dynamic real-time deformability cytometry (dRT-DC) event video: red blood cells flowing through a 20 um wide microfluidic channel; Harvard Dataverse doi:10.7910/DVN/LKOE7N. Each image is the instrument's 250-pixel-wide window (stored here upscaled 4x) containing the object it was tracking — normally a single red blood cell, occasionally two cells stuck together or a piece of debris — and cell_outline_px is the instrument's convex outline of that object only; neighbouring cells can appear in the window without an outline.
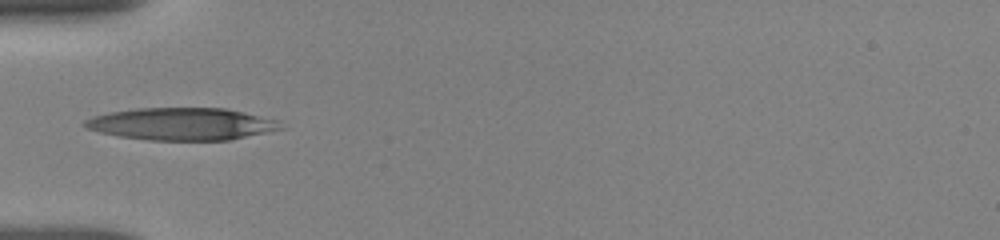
{"species": "human", "species_latin": "Homo sapiens", "temperature_condition": "room temperature", "stored_images_in_passage": 25, "camera_frame_rate_fps": 3000, "um_per_image_px": 0.085, "donor": {"sex": "female"}, "frame": {"image": 1, "passage_image": 1, "time_ms": 0.0, "image_size_px": [1000, 240], "cell_outline_px": [[288, 128], [228, 140], [148, 140], [120, 136], [100, 132], [88, 128], [80, 124], [84, 120], [92, 116], [112, 112], [136, 108], [224, 108], [244, 112], [280, 120]], "centroid_in_image_um": [15.51, 10.53], "position_along_channel_um": 69.5, "area_um2": 37.05}}
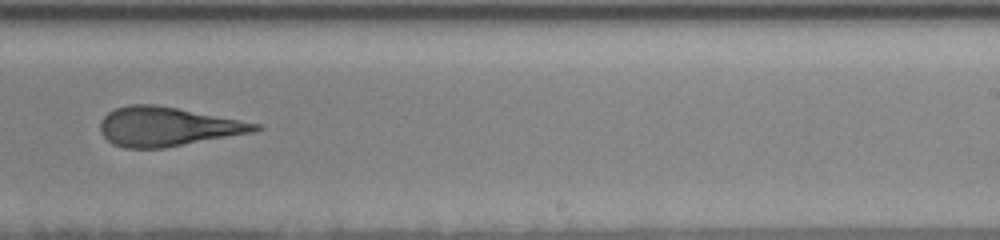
{"frame": {"image": 2, "passage_image": 13, "time_ms": 5.333, "image_size_px": [1000, 240], "cell_outline_px": [[264, 128], [252, 132], [164, 148], [124, 148], [112, 144], [100, 132], [100, 120], [108, 112], [116, 108], [128, 104], [152, 104], [176, 108], [260, 124]], "centroid_in_image_um": [14.17, 10.76], "position_along_channel_um": 274.8, "area_um2": 34.97}}
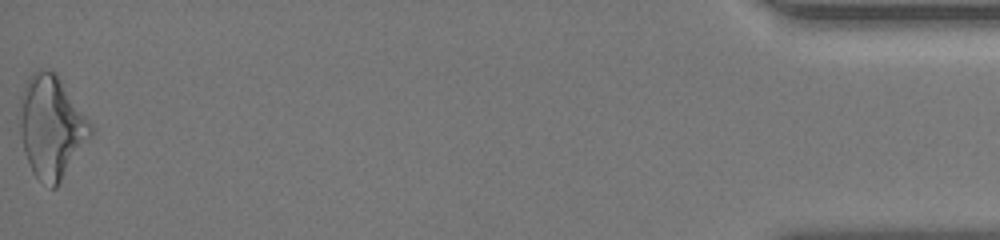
{"frame": {"image": 3, "passage_image": 25, "time_ms": 11.667, "image_size_px": [1000, 240], "cell_outline_px": [[92, 132], [56, 188], [52, 188], [36, 176], [32, 172], [24, 152], [20, 132], [20, 96], [28, 76], [32, 72], [40, 68], [44, 68], [56, 72], [92, 124]], "centroid_in_image_um": [4.34, 10.72], "position_along_channel_um": 430.9, "area_um2": 41.91}, "authors_computed_cell_mechanics": {"area_um2": 35.836, "velocity_mm_per_s": 3.8652, "shape_relaxation_time_tau1_ms": 4.9063, "shape_relaxation_time_tau2_ms": 2.6662, "deformation_change_tau1": 0.1906, "deformation_change_tau2": 0.1571}}